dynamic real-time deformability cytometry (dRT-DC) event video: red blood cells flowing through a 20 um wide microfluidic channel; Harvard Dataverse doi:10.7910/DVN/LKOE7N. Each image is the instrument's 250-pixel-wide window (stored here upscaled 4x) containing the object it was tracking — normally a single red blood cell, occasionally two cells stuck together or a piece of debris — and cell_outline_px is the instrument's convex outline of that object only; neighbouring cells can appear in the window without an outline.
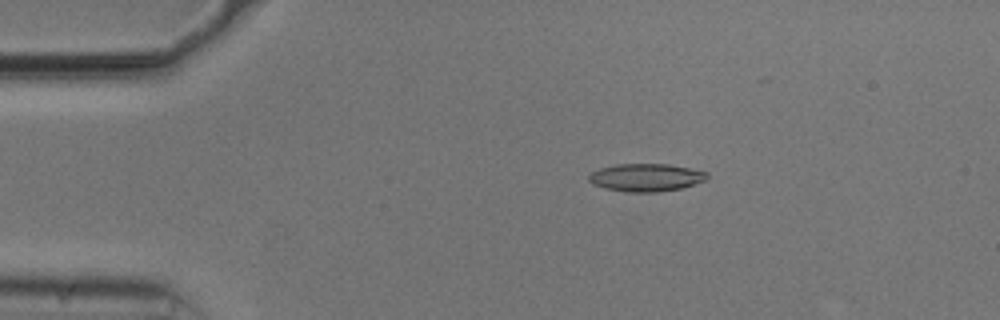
{"species": "common noctule bat (a hibernating species)", "species_latin": "Nyctalus noctula", "temperature_condition": "cold", "stored_images_in_passage": 45, "camera_frame_rate_fps": 3000, "um_per_image_px": 0.085, "animal": {"sex": "male", "body_mass_g": 20.5, "forearm_length_mm": 52.5}, "frame": {"image": 1, "passage_image": 9, "time_ms": 2.667, "image_size_px": [1000, 320], "cell_outline_px": [[708, 176], [704, 180], [680, 188], [656, 192], [624, 192], [604, 188], [592, 184], [588, 180], [588, 176], [592, 172], [600, 168], [616, 164], [668, 164], [708, 172]], "centroid_in_image_um": [54.85, 15.08], "position_along_channel_um": 30.1, "area_um2": 19.02}}
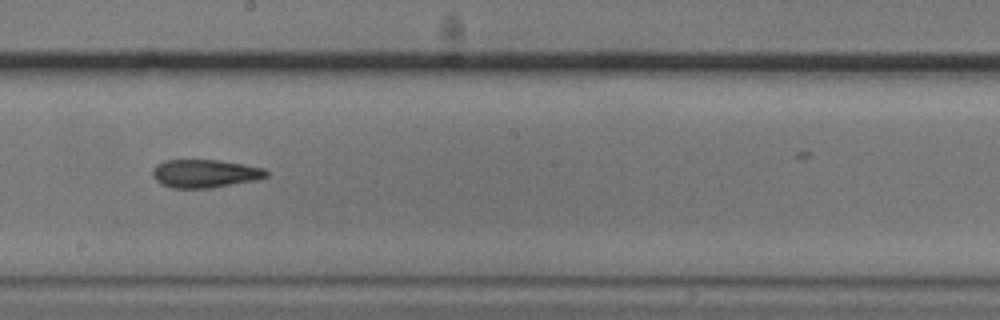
{"frame": {"image": 2, "passage_image": 29, "time_ms": 9.333, "image_size_px": [1000, 320], "cell_outline_px": [[268, 176], [256, 180], [208, 188], [172, 188], [160, 184], [152, 176], [152, 168], [156, 164], [164, 160], [220, 160], [244, 164], [264, 168], [268, 172]], "centroid_in_image_um": [17.39, 14.74], "position_along_channel_um": 230.8, "area_um2": 18.79}}
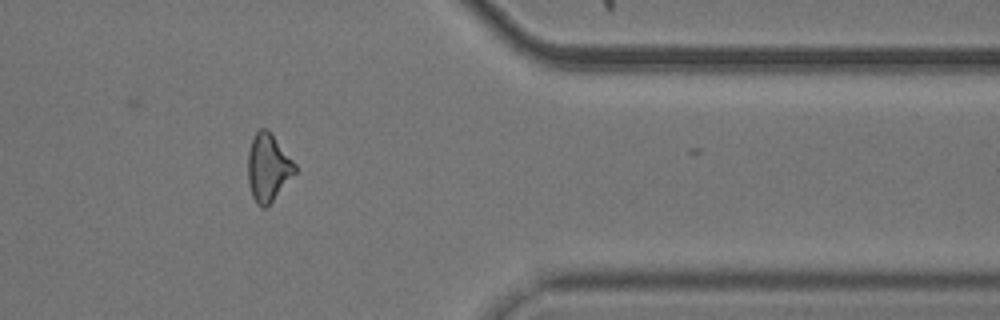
{"frame": {"image": 3, "passage_image": 43, "time_ms": 14.0, "image_size_px": [1000, 320], "cell_outline_px": [[296, 172], [272, 200], [264, 208], [260, 208], [256, 204], [252, 196], [248, 180], [248, 152], [252, 140], [256, 132], [260, 128], [264, 128], [272, 136], [296, 164]], "centroid_in_image_um": [22.76, 14.27], "position_along_channel_um": 388.6, "area_um2": 17.98}, "authors_computed_cell_mechanics": {"area_um2": 18.9006, "velocity_mm_per_s": 3.7587, "shape_relaxation_time_tau1_ms": 6.0536, "shape_relaxation_time_tau2_ms": 3.0712, "deformation_change_tau1": 0.1636, "deformation_change_tau2": 0.1195}}